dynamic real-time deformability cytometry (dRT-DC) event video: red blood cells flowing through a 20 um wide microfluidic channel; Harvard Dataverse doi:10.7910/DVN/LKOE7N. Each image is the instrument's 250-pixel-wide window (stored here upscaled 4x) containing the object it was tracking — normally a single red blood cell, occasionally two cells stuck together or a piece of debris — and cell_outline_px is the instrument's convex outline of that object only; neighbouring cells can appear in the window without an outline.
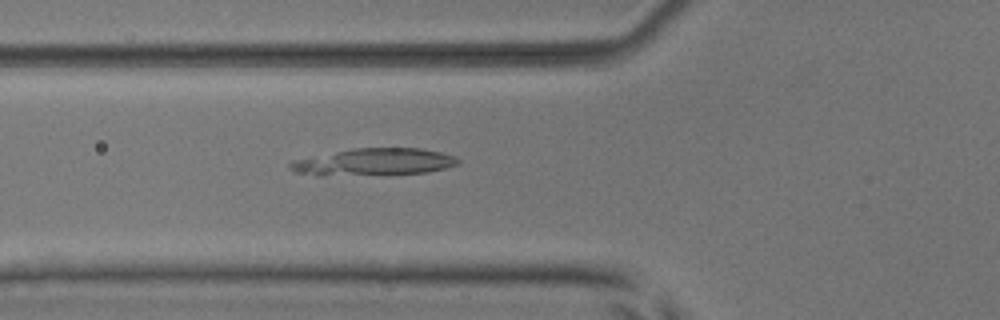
{"species": "common noctule bat (a hibernating species)", "species_latin": "Nyctalus noctula", "temperature_condition": "room temperature", "stored_images_in_passage": 53, "camera_frame_rate_fps": 3000, "um_per_image_px": 0.085, "animal": {"sex": "male", "body_mass_g": 17.9, "forearm_length_mm": 54.2}, "frame": {"image": 1, "passage_image": 20, "time_ms": 6.333, "image_size_px": [1000, 320], "cell_outline_px": [[460, 164], [428, 172], [320, 176], [316, 176], [296, 172], [288, 168], [288, 160], [352, 148], [420, 148], [440, 152], [456, 156], [460, 160]], "centroid_in_image_um": [31.7, 13.76], "position_along_channel_um": 94.1, "area_um2": 26.7}}
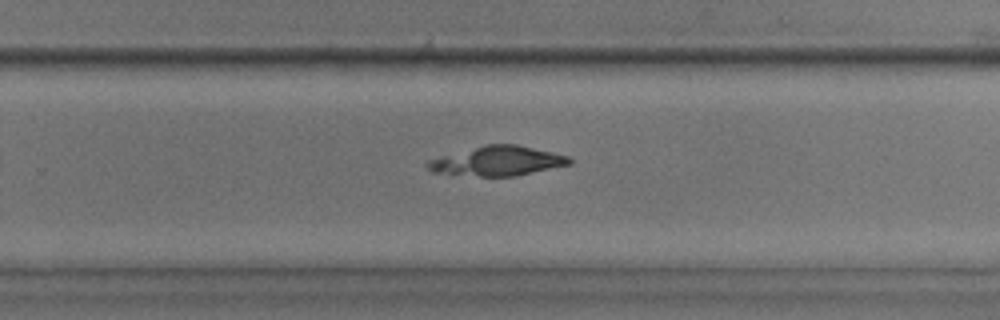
{"frame": {"image": 2, "passage_image": 35, "time_ms": 11.333, "image_size_px": [1000, 320], "cell_outline_px": [[572, 164], [516, 176], [480, 176], [432, 172], [424, 164], [428, 160], [440, 156], [484, 144], [516, 144], [552, 152], [568, 156], [572, 160]], "centroid_in_image_um": [42.28, 13.68], "position_along_channel_um": 287.5, "area_um2": 24.39}}
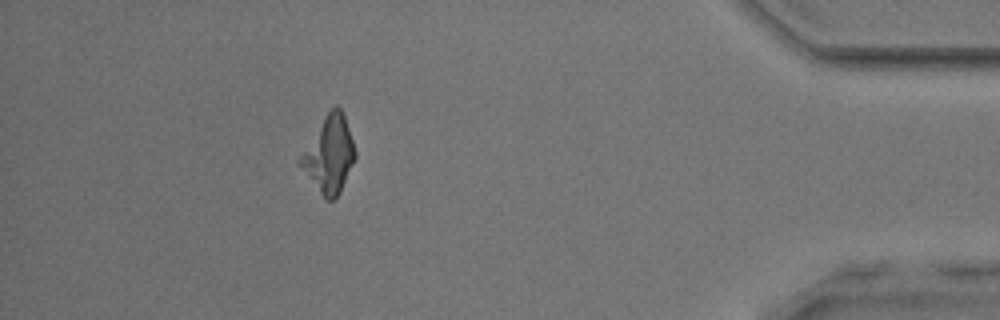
{"frame": {"image": 3, "passage_image": 48, "time_ms": 15.667, "image_size_px": [1000, 320], "cell_outline_px": [[356, 156], [340, 192], [332, 200], [324, 200], [296, 164], [296, 160], [324, 116], [336, 104], [340, 108], [344, 116], [356, 152]], "centroid_in_image_um": [27.92, 13.17], "position_along_channel_um": 407.3, "area_um2": 24.45}}